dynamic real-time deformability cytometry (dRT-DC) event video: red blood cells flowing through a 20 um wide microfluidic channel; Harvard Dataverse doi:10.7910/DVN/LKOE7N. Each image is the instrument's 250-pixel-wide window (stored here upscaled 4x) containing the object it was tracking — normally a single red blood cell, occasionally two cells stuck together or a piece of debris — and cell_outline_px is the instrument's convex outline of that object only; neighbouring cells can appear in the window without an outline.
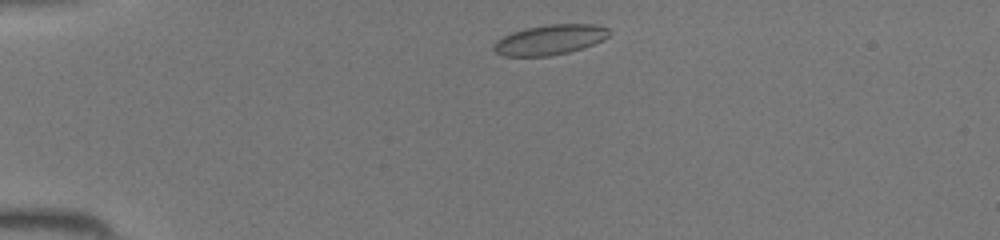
{"species": "common noctule bat (a hibernating species)", "species_latin": "Nyctalus noctula", "temperature_condition": "room temperature", "stored_images_in_passage": 36, "camera_frame_rate_fps": 3000, "um_per_image_px": 0.085, "animal": {"sex": "female", "body_mass_g": 19.5, "forearm_length_mm": 54.1}, "frame": {"image": 1, "passage_image": 2, "time_ms": 0.333, "image_size_px": [1000, 240], "cell_outline_px": [[608, 36], [604, 40], [584, 48], [568, 52], [548, 56], [504, 56], [496, 52], [492, 48], [492, 44], [496, 40], [512, 32], [524, 28], [548, 24], [592, 24], [608, 28]], "centroid_in_image_um": [46.71, 3.38], "position_along_channel_um": 38.3, "area_um2": 20.29}}
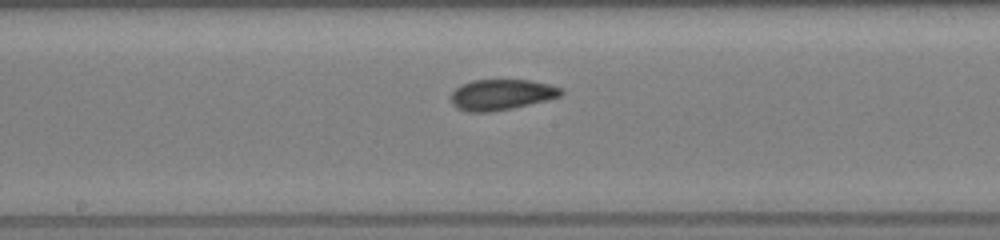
{"frame": {"image": 2, "passage_image": 16, "time_ms": 5.0, "image_size_px": [1000, 240], "cell_outline_px": [[564, 92], [560, 96], [548, 100], [512, 108], [492, 112], [468, 112], [456, 108], [452, 104], [452, 92], [460, 84], [472, 80], [532, 80], [564, 88]], "centroid_in_image_um": [42.63, 8.04], "position_along_channel_um": 205.6, "area_um2": 19.88}}
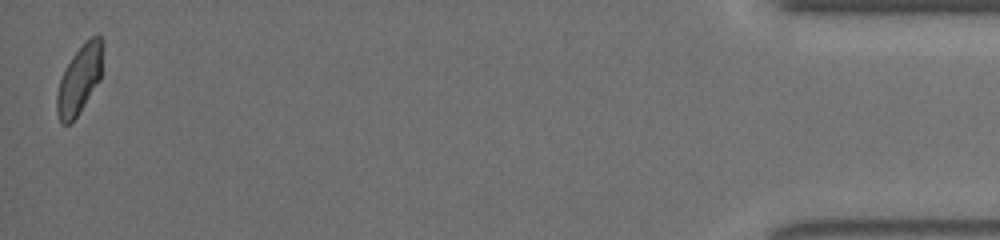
{"frame": {"image": 3, "passage_image": 36, "time_ms": 11.667, "image_size_px": [1000, 240], "cell_outline_px": [[104, 44], [100, 80], [76, 116], [68, 124], [60, 124], [56, 112], [56, 96], [60, 80], [72, 56], [92, 36], [100, 36], [104, 40]], "centroid_in_image_um": [6.76, 6.75], "position_along_channel_um": 428.4, "area_um2": 18.03}}